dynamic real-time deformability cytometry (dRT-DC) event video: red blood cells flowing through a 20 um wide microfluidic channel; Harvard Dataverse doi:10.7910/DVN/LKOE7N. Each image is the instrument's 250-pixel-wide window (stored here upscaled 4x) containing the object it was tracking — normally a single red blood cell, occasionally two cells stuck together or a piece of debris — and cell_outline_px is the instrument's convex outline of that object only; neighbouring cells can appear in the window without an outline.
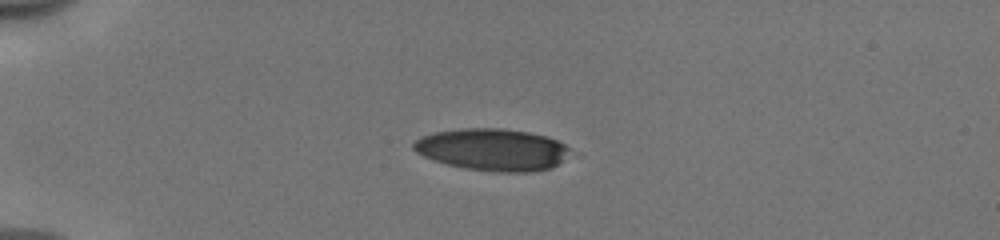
{"species": "human", "species_latin": "Homo sapiens", "temperature_condition": "cold", "stored_images_in_passage": 39, "camera_frame_rate_fps": 3000, "um_per_image_px": 0.085, "donor": {"sex": "male"}, "frame": {"image": 1, "passage_image": 1, "time_ms": 0.0, "image_size_px": [1000, 240], "cell_outline_px": [[572, 152], [568, 156], [552, 168], [532, 172], [500, 172], [464, 168], [448, 164], [424, 156], [416, 152], [412, 148], [412, 144], [420, 136], [436, 132], [460, 128], [504, 128], [528, 132], [548, 136], [572, 148]], "centroid_in_image_um": [41.9, 12.71], "position_along_channel_um": 43.1, "area_um2": 38.55}}
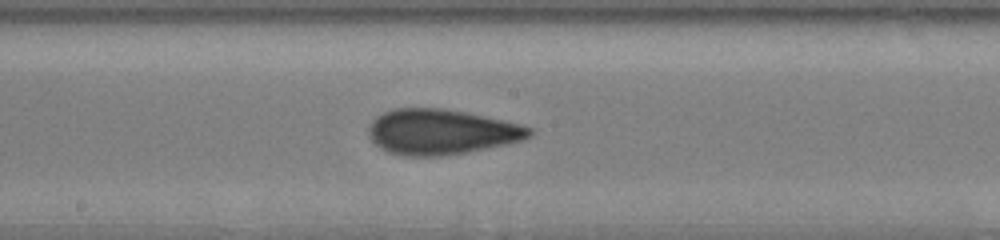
{"frame": {"image": 2, "passage_image": 17, "time_ms": 5.333, "image_size_px": [1000, 240], "cell_outline_px": [[532, 136], [524, 140], [508, 144], [464, 152], [440, 156], [404, 156], [388, 152], [380, 148], [368, 136], [368, 128], [372, 120], [376, 116], [392, 108], [444, 108], [484, 116], [520, 124], [532, 128]], "centroid_in_image_um": [37.48, 11.21], "position_along_channel_um": 210.7, "area_um2": 42.48}}
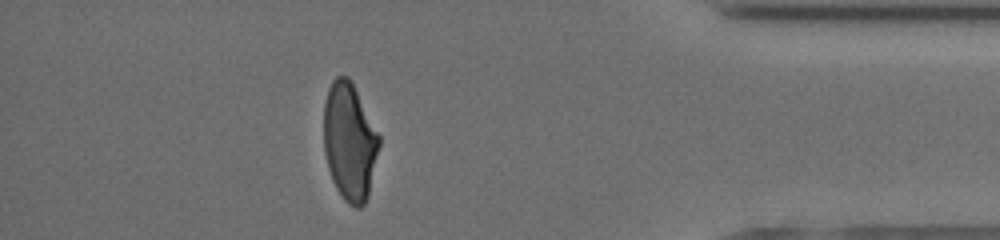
{"frame": {"image": 3, "passage_image": 34, "time_ms": 11.0, "image_size_px": [1000, 240], "cell_outline_px": [[380, 144], [368, 196], [364, 204], [360, 208], [356, 208], [348, 204], [344, 200], [336, 188], [332, 180], [328, 168], [324, 152], [324, 104], [328, 88], [332, 80], [336, 76], [348, 76], [352, 80], [380, 136]], "centroid_in_image_um": [29.71, 12.02], "position_along_channel_um": 405.5, "area_um2": 38.26}, "authors_computed_cell_mechanics": {"area_um2": 40.749, "velocity_mm_per_s": 3.9873, "shape_relaxation_time_tau1_ms": 9.1891, "shape_relaxation_time_tau2_ms": 1.4793, "deformation_change_tau1": 0.2616, "deformation_change_tau2": 0.0894}}